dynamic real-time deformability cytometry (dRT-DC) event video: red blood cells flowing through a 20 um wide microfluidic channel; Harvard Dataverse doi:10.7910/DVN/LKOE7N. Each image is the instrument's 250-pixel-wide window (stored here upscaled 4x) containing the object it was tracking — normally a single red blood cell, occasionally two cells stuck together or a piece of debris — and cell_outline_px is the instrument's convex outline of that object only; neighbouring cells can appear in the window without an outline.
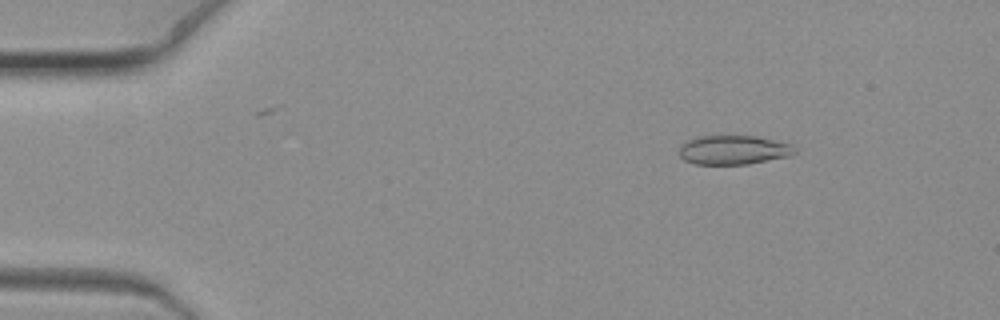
{"species": "common noctule bat (a hibernating species)", "species_latin": "Nyctalus noctula", "temperature_condition": "warm", "stored_images_in_passage": 6, "camera_frame_rate_fps": 3000, "um_per_image_px": 0.085, "animal": {"sex": "female", "body_mass_g": 19.3, "forearm_length_mm": 54.1}, "frame": {"image": 1, "passage_image": 2, "time_ms": 0.333, "image_size_px": [1000, 320], "cell_outline_px": [[796, 152], [792, 156], [748, 164], [696, 164], [684, 160], [680, 156], [680, 148], [688, 140], [700, 136], [756, 136], [792, 144], [796, 148]], "centroid_in_image_um": [62.41, 12.75], "position_along_channel_um": 22.6, "area_um2": 19.59}}
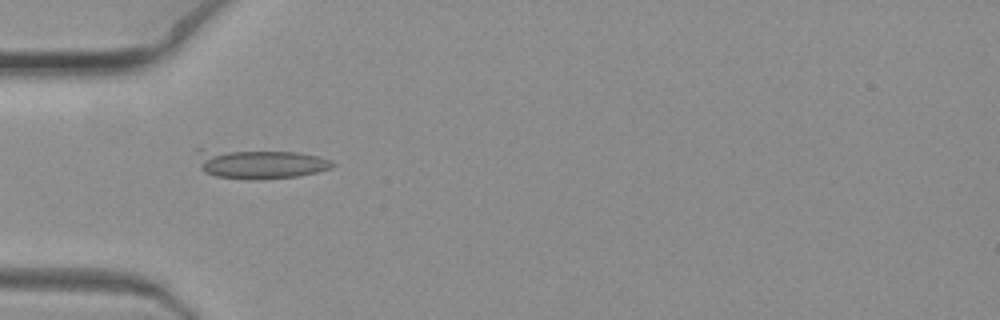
{"frame": {"image": 2, "passage_image": 5, "time_ms": 1.333, "image_size_px": [1000, 320], "cell_outline_px": [[336, 164], [332, 168], [316, 172], [296, 176], [256, 180], [252, 180], [216, 176], [204, 172], [200, 168], [196, 148], [200, 148], [296, 152], [316, 156], [328, 160]], "centroid_in_image_um": [22.01, 13.91], "position_along_channel_um": 63.0, "area_um2": 23.47}}